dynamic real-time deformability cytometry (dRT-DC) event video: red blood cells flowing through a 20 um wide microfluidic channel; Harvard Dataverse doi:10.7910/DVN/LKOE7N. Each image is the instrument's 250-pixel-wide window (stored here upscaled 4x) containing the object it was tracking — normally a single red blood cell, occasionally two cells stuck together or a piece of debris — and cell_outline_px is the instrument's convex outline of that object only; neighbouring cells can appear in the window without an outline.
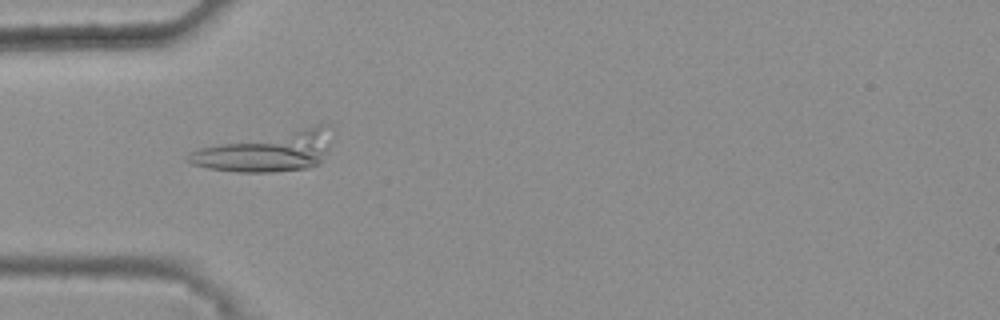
{"species": "common noctule bat (a hibernating species)", "species_latin": "Nyctalus noctula", "temperature_condition": "warm", "stored_images_in_passage": 52, "camera_frame_rate_fps": 3000, "um_per_image_px": 0.085, "animal": {"sex": "female", "body_mass_g": 25.1}, "frame": {"image": 1, "passage_image": 16, "time_ms": 5.0, "image_size_px": [1000, 320], "cell_outline_px": [[332, 124], [328, 144], [320, 164], [308, 168], [272, 172], [236, 172], [208, 168], [192, 164], [184, 160], [192, 152], [200, 148], [316, 124]], "centroid_in_image_um": [22.75, 12.88], "position_along_channel_um": 62.3, "area_um2": 33.06}}
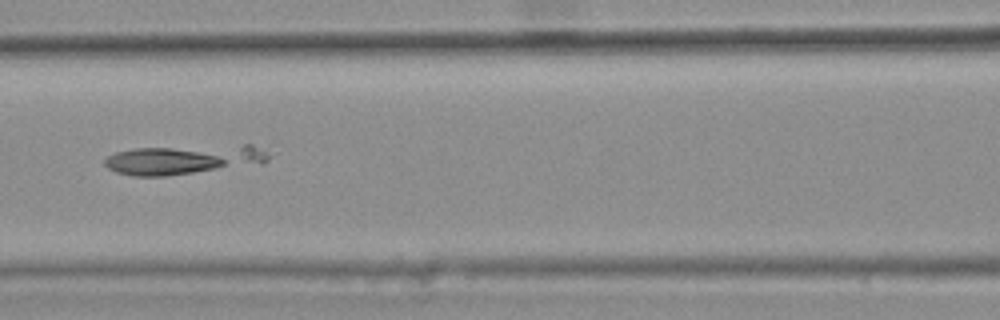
{"frame": {"image": 2, "passage_image": 23, "time_ms": 7.333, "image_size_px": [1000, 320], "cell_outline_px": [[224, 164], [216, 168], [168, 176], [136, 176], [116, 172], [108, 168], [104, 164], [104, 160], [108, 156], [116, 152], [136, 148], [172, 148], [196, 152], [216, 156], [224, 160]], "centroid_in_image_um": [13.64, 13.76], "position_along_channel_um": 153.0, "area_um2": 18.67}}
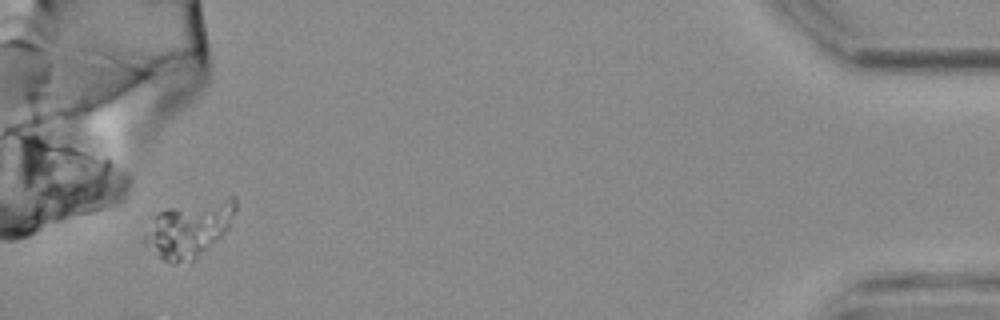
{"frame": {"image": 3, "passage_image": 50, "time_ms": 16.333, "image_size_px": [1000, 320], "cell_outline_px": [[236, 208], [228, 232], [196, 260], [176, 264], [172, 264], [164, 260], [144, 244], [144, 236], [156, 216], [160, 212], [168, 208], [228, 196], [236, 196]], "centroid_in_image_um": [16.15, 19.48], "position_along_channel_um": 419.0, "area_um2": 29.82}}